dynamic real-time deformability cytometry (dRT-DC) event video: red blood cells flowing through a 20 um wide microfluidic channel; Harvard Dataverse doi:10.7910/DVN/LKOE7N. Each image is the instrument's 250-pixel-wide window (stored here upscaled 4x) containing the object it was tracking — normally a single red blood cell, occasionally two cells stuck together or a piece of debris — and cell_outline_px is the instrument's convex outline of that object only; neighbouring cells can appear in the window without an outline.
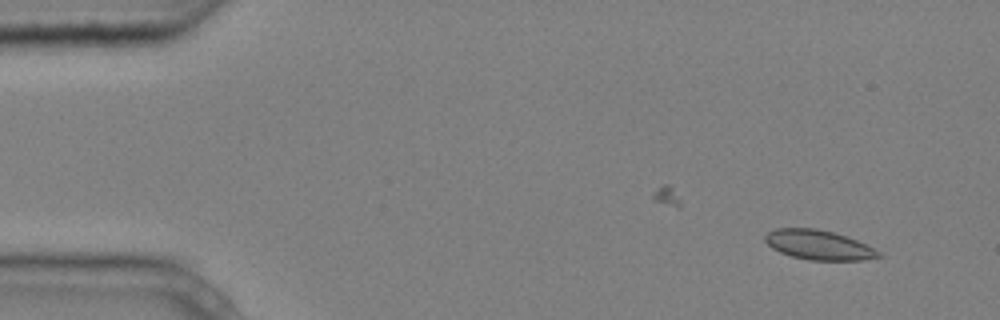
{"species": "common noctule bat (a hibernating species)", "species_latin": "Nyctalus noctula", "temperature_condition": "cold", "stored_images_in_passage": 4, "camera_frame_rate_fps": 3000, "um_per_image_px": 0.085, "animal": {"sex": "male", "body_mass_g": 20.4}, "frame": {"image": 1, "passage_image": 1, "time_ms": 0.0, "image_size_px": [1000, 320], "cell_outline_px": [[884, 256], [860, 260], [808, 260], [792, 256], [780, 252], [772, 248], [764, 240], [764, 236], [768, 232], [776, 228], [816, 228], [832, 232], [856, 240], [880, 252]], "centroid_in_image_um": [69.55, 20.82], "position_along_channel_um": 15.5, "area_um2": 19.36}}
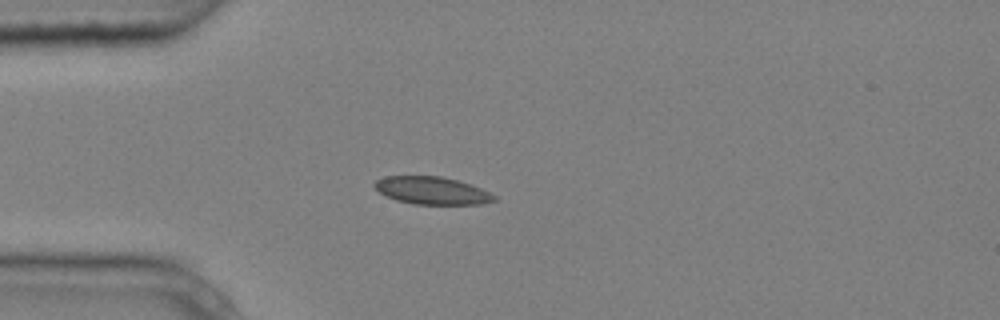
{"frame": {"image": 2, "passage_image": 4, "time_ms": 1.0, "image_size_px": [1000, 320], "cell_outline_px": [[496, 200], [480, 204], [412, 204], [396, 200], [380, 192], [372, 184], [376, 180], [384, 176], [440, 176], [456, 180], [480, 188], [496, 196]], "centroid_in_image_um": [36.68, 16.2], "position_along_channel_um": 48.3, "area_um2": 19.02}}